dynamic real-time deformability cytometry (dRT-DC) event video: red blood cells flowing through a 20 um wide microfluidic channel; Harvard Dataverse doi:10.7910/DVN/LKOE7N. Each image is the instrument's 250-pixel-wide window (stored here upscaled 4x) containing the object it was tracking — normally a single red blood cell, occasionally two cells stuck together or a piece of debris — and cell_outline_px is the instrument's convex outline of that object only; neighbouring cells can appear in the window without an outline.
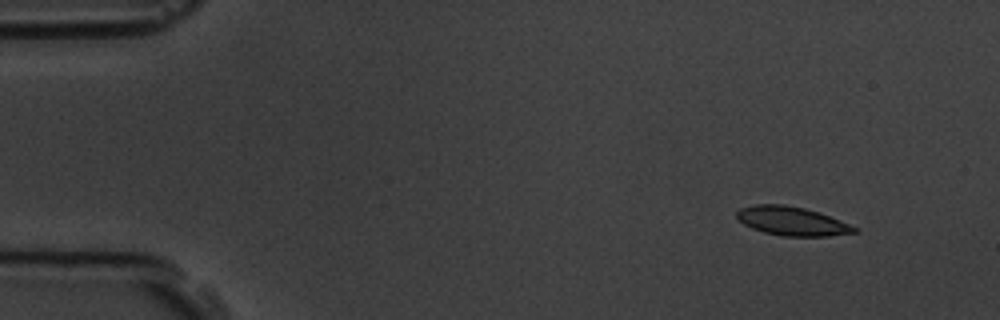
{"species": "common noctule bat (a hibernating species)", "species_latin": "Nyctalus noctula", "temperature_condition": "room temperature", "stored_images_in_passage": 5, "camera_frame_rate_fps": 3000, "um_per_image_px": 0.085, "animal": {"sex": "male", "body_mass_g": 19.5, "forearm_length_mm": 54.6}, "frame": {"image": 1, "passage_image": 1, "time_ms": 0.0, "image_size_px": [1000, 320], "cell_outline_px": [[860, 232], [828, 236], [784, 236], [764, 232], [752, 228], [744, 224], [736, 216], [736, 212], [740, 208], [756, 204], [784, 204], [804, 208], [820, 212], [860, 228]], "centroid_in_image_um": [67.36, 18.79], "position_along_channel_um": 17.6, "area_um2": 19.88}}
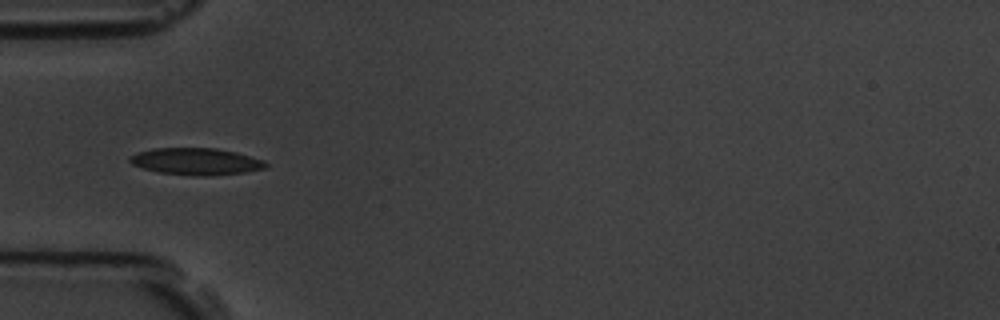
{"frame": {"image": 2, "passage_image": 4, "time_ms": 4.0, "image_size_px": [1000, 320], "cell_outline_px": [[268, 164], [264, 168], [244, 172], [208, 176], [196, 176], [160, 172], [144, 168], [132, 164], [128, 160], [128, 156], [136, 152], [152, 148], [216, 148], [236, 152], [264, 160]], "centroid_in_image_um": [16.63, 13.71], "position_along_channel_um": 68.4, "area_um2": 21.27}}
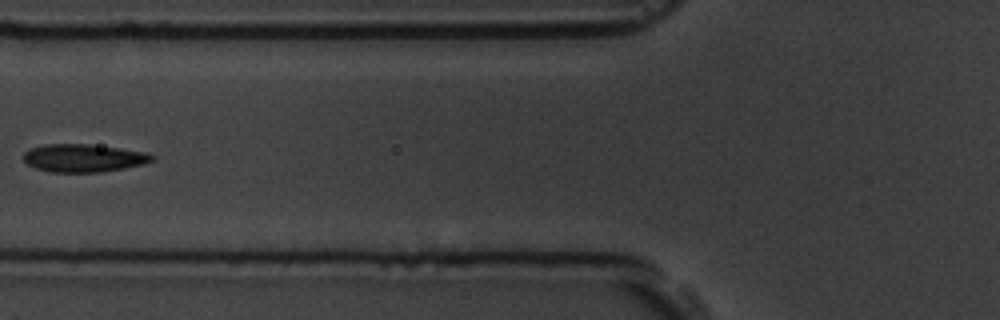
{"frame": {"image": 3, "passage_image": 5, "time_ms": 5.333, "image_size_px": [1000, 320], "cell_outline_px": [[156, 156], [152, 160], [144, 164], [124, 168], [100, 172], [48, 172], [36, 168], [28, 164], [24, 160], [24, 152], [28, 148], [44, 144], [88, 144], [120, 148], [144, 152]], "centroid_in_image_um": [7.07, 13.43], "position_along_channel_um": 118.7, "area_um2": 20.92}}